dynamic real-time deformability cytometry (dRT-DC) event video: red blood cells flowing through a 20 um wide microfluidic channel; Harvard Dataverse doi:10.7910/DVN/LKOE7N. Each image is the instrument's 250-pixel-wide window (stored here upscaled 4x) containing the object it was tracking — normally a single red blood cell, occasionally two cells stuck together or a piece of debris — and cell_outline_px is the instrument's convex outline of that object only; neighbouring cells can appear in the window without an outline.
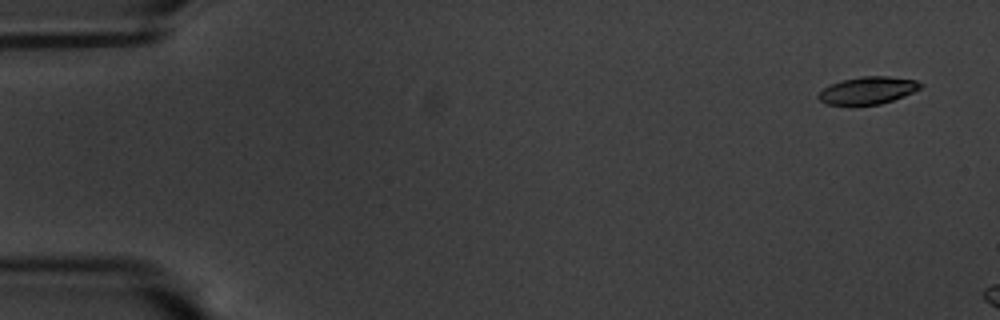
{"species": "common noctule bat (a hibernating species)", "species_latin": "Nyctalus noctula", "temperature_condition": "warm", "stored_images_in_passage": 8, "camera_frame_rate_fps": 3000, "um_per_image_px": 0.085, "animal": {"sex": "male", "body_mass_g": 20.1, "forearm_length_mm": 53.5}, "frame": {"image": 1, "passage_image": 1, "time_ms": 0.0, "image_size_px": [1000, 320], "cell_outline_px": [[924, 84], [920, 88], [904, 96], [880, 104], [828, 104], [820, 100], [816, 96], [824, 88], [840, 80], [860, 76], [888, 76], [916, 80]], "centroid_in_image_um": [73.78, 7.66], "position_along_channel_um": 11.2, "area_um2": 16.07}}